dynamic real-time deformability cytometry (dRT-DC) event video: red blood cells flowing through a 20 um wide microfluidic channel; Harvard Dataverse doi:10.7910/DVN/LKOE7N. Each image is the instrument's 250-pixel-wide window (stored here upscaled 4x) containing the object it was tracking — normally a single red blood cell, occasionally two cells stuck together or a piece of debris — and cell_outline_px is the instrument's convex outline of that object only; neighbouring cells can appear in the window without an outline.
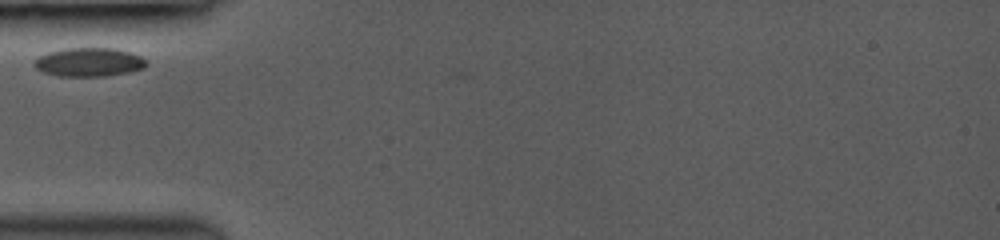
{"species": "common noctule bat (a hibernating species)", "species_latin": "Nyctalus noctula", "temperature_condition": "room temperature", "stored_images_in_passage": 22, "camera_frame_rate_fps": 3000, "um_per_image_px": 0.085, "animal": {"sex": "female", "body_mass_g": 19.0, "forearm_length_mm": 53.3}, "frame": {"image": 1, "passage_image": 1, "time_ms": 0.0, "image_size_px": [1000, 240], "cell_outline_px": [[144, 68], [128, 72], [104, 76], [56, 76], [44, 72], [36, 68], [32, 64], [40, 56], [48, 52], [68, 48], [112, 48], [128, 52], [140, 56], [144, 60]], "centroid_in_image_um": [7.52, 5.29], "position_along_channel_um": 77.5, "area_um2": 18.44}}
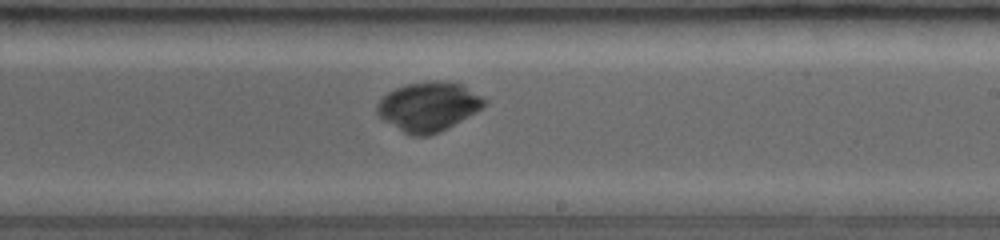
{"frame": {"image": 2, "passage_image": 14, "time_ms": 3.333, "image_size_px": [1000, 240], "cell_outline_px": [[488, 104], [476, 112], [440, 132], [428, 136], [412, 136], [404, 132], [384, 120], [376, 112], [376, 104], [388, 92], [396, 88], [408, 84], [424, 80], [440, 80], [464, 84], [484, 96], [488, 100]], "centroid_in_image_um": [36.48, 9.03], "position_along_channel_um": 252.5, "area_um2": 31.15}}
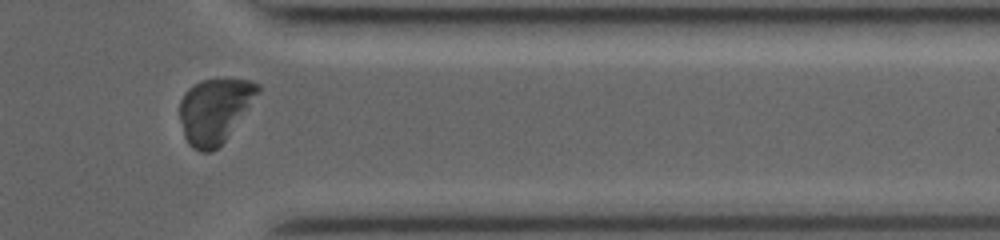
{"frame": {"image": 3, "passage_image": 20, "time_ms": 6.667, "image_size_px": [1000, 240], "cell_outline_px": [[260, 92], [224, 140], [212, 152], [200, 152], [192, 148], [188, 144], [184, 136], [180, 120], [180, 100], [184, 92], [188, 88], [200, 80], [252, 80], [260, 84]], "centroid_in_image_um": [18.22, 9.4], "position_along_channel_um": 393.2, "area_um2": 29.19}}